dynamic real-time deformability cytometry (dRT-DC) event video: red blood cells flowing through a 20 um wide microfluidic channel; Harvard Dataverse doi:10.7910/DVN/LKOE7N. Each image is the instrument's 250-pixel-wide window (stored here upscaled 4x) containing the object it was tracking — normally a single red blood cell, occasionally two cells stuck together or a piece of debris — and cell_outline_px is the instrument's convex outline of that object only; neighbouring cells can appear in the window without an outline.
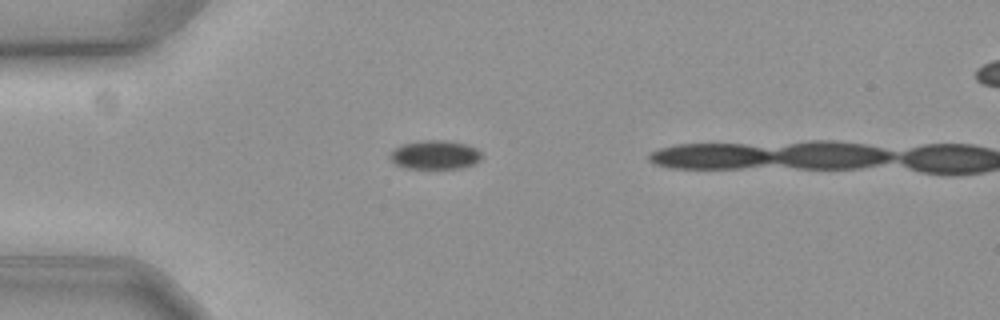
{"species": "common noctule bat (a hibernating species)", "species_latin": "Nyctalus noctula", "temperature_condition": "cold", "stored_images_in_passage": 51, "camera_frame_rate_fps": 3000, "um_per_image_px": 0.085, "animal": {"sex": "female", "body_mass_g": 19.3, "forearm_length_mm": 54.1}, "frame": {"image": 1, "passage_image": 16, "time_ms": 5.0, "image_size_px": [1000, 320], "cell_outline_px": [[484, 156], [480, 160], [464, 168], [404, 168], [396, 164], [388, 156], [396, 148], [404, 144], [424, 140], [444, 140], [464, 144], [476, 148]], "centroid_in_image_um": [37.0, 13.17], "position_along_channel_um": 48.0, "area_um2": 15.26}}
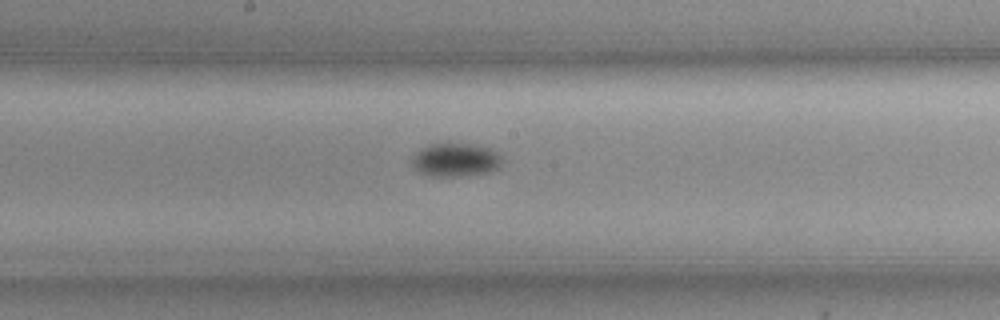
{"frame": {"image": 2, "passage_image": 31, "time_ms": 10.0, "image_size_px": [1000, 320], "cell_outline_px": [[504, 160], [496, 168], [488, 172], [460, 176], [432, 176], [420, 172], [412, 168], [408, 160], [420, 148], [428, 144], [468, 144], [488, 148], [496, 152]], "centroid_in_image_um": [38.63, 13.59], "position_along_channel_um": 209.6, "area_um2": 17.57}}
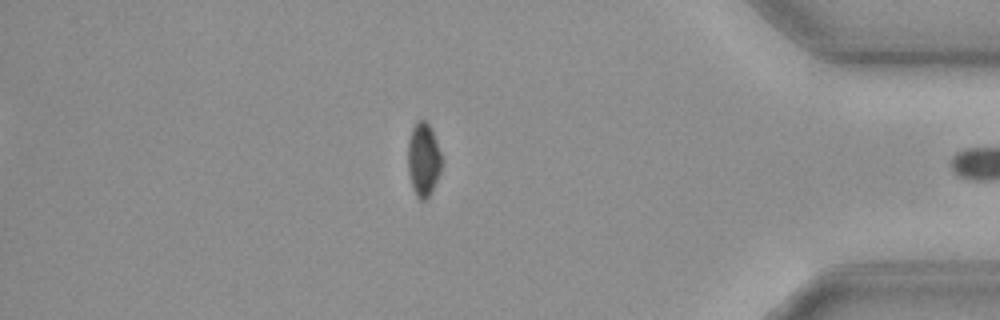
{"frame": {"image": 3, "passage_image": 50, "time_ms": 16.333, "image_size_px": [1000, 320], "cell_outline_px": [[444, 160], [440, 172], [428, 196], [424, 200], [420, 200], [416, 196], [412, 184], [408, 168], [408, 140], [412, 128], [420, 120], [424, 120], [428, 124], [436, 140]], "centroid_in_image_um": [36.0, 13.55], "position_along_channel_um": 399.2, "area_um2": 14.22}}